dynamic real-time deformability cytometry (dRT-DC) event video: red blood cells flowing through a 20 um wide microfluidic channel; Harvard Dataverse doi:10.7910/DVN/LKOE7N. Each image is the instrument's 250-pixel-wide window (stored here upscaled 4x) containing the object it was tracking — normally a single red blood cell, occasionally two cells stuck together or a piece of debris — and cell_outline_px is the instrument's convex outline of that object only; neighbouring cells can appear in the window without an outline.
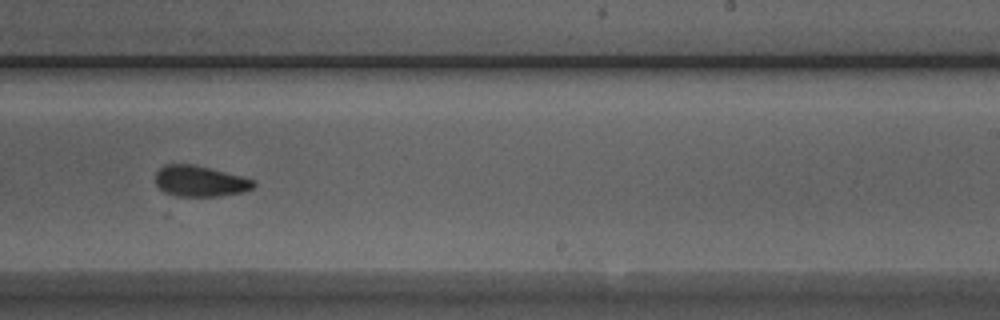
{"species": "Egyptian fruit bat (a non-hibernating species)", "species_latin": "Rousettus aegyptiacus", "temperature_condition": "room temperature", "stored_images_in_passage": 8, "camera_frame_rate_fps": 3000, "um_per_image_px": 0.085, "animal": {"sex": "male"}, "frame": {"image": 1, "passage_image": 8, "time_ms": 8.0, "image_size_px": [1000, 320], "cell_outline_px": [[256, 184], [252, 188], [244, 192], [220, 196], [176, 196], [164, 192], [156, 184], [156, 172], [164, 164], [192, 164], [244, 176], [256, 180]], "centroid_in_image_um": [17.03, 15.4], "position_along_channel_um": 272.0, "area_um2": 17.8}}